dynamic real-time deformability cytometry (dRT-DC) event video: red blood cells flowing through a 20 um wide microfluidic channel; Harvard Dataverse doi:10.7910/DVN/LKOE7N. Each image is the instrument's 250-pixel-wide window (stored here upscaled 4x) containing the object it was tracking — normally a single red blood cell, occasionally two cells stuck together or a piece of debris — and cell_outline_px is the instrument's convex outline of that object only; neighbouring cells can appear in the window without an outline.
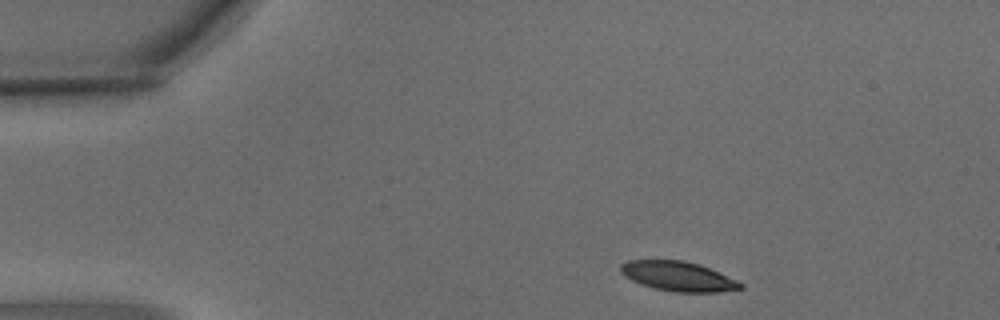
{"species": "common noctule bat (a hibernating species)", "species_latin": "Nyctalus noctula", "temperature_condition": "warm", "stored_images_in_passage": 3, "camera_frame_rate_fps": 3000, "um_per_image_px": 0.085, "animal": {"sex": "male", "body_mass_g": 15.6}, "frame": {"image": 1, "passage_image": 1, "time_ms": 0.0, "image_size_px": [1000, 320], "cell_outline_px": [[744, 288], [716, 292], [676, 292], [656, 288], [640, 284], [624, 276], [620, 272], [620, 264], [628, 260], [684, 260], [700, 264], [736, 280], [744, 284]], "centroid_in_image_um": [57.62, 23.47], "position_along_channel_um": 27.4, "area_um2": 20.63}}
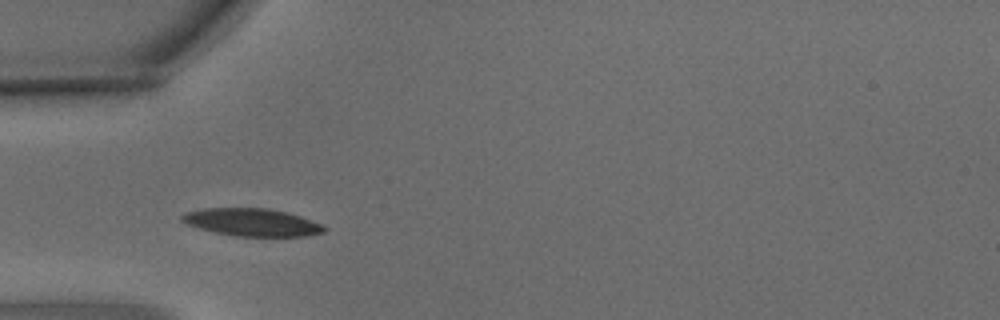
{"frame": {"image": 2, "passage_image": 3, "time_ms": 0.667, "image_size_px": [1000, 320], "cell_outline_px": [[328, 228], [324, 232], [308, 236], [236, 236], [216, 232], [200, 228], [188, 224], [180, 220], [180, 216], [188, 212], [204, 208], [268, 208], [288, 212], [300, 216], [320, 224]], "centroid_in_image_um": [21.44, 18.89], "position_along_channel_um": 63.6, "area_um2": 22.72}}